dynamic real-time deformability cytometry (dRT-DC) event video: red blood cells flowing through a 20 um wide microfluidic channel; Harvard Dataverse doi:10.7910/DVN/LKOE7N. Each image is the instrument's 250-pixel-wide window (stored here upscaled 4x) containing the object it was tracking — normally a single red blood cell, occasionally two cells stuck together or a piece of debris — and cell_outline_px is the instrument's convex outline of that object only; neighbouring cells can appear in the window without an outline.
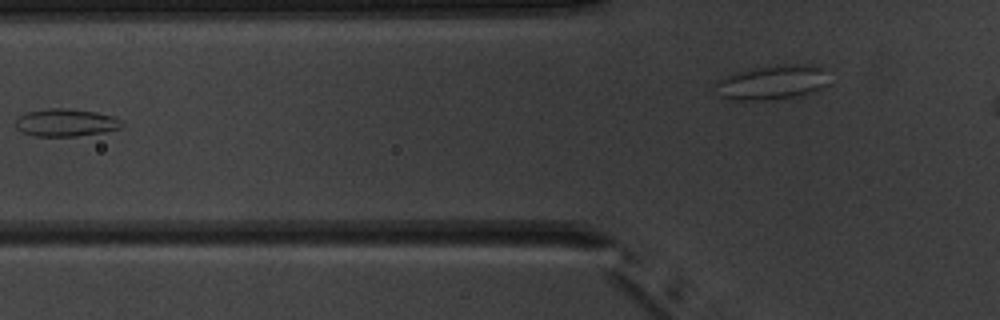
{"species": "common noctule bat (a hibernating species)", "species_latin": "Nyctalus noctula", "temperature_condition": "warm", "stored_images_in_passage": 5, "segment_of_instrument_passage": [1, 2], "camera_frame_rate_fps": 3000, "um_per_image_px": 0.085, "animal": {"sex": "male", "body_mass_g": 20.1, "forearm_length_mm": 53.5}, "frame": {"image": 1, "passage_image": 4, "time_ms": 3.333, "image_size_px": [1000, 320], "cell_outline_px": [[124, 124], [120, 128], [104, 132], [76, 136], [32, 136], [20, 132], [16, 128], [16, 120], [24, 112], [48, 108], [68, 108], [96, 112], [116, 116], [124, 120]], "centroid_in_image_um": [5.61, 10.42], "position_along_channel_um": 120.2, "area_um2": 17.46}}